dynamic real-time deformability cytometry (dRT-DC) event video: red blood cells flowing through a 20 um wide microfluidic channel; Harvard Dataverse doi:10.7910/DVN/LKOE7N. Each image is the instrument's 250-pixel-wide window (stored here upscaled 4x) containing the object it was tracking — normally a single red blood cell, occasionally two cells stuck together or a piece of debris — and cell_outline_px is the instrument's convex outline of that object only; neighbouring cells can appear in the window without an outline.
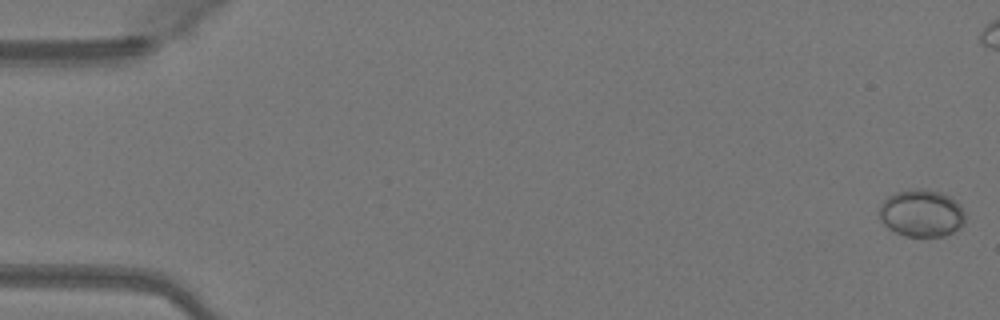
{"species": "Egyptian fruit bat (a non-hibernating species)", "species_latin": "Rousettus aegyptiacus", "temperature_condition": "warm", "stored_images_in_passage": 51, "camera_frame_rate_fps": 3000, "um_per_image_px": 0.085, "animal": {"sex": "female"}, "frame": {"image": 1, "passage_image": 1, "time_ms": 0.0, "image_size_px": [1000, 320], "cell_outline_px": [[964, 224], [960, 228], [944, 236], [904, 236], [888, 228], [880, 220], [880, 204], [888, 196], [896, 192], [920, 188], [924, 188], [940, 192], [948, 196], [960, 204], [964, 212]], "centroid_in_image_um": [78.33, 18.12], "position_along_channel_um": 6.7, "area_um2": 23.64}}
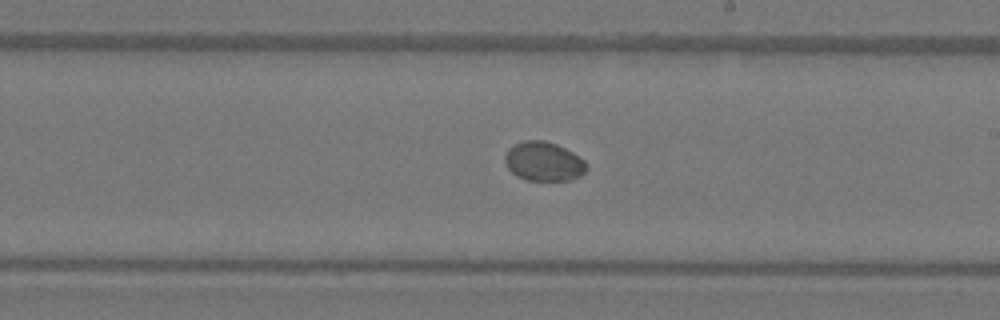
{"frame": {"image": 2, "passage_image": 29, "time_ms": 9.333, "image_size_px": [1000, 320], "cell_outline_px": [[588, 168], [580, 176], [572, 180], [528, 180], [516, 176], [508, 168], [504, 160], [504, 156], [508, 148], [524, 140], [544, 140], [556, 144], [572, 152], [584, 160]], "centroid_in_image_um": [46.2, 13.72], "position_along_channel_um": 242.8, "area_um2": 18.61}}
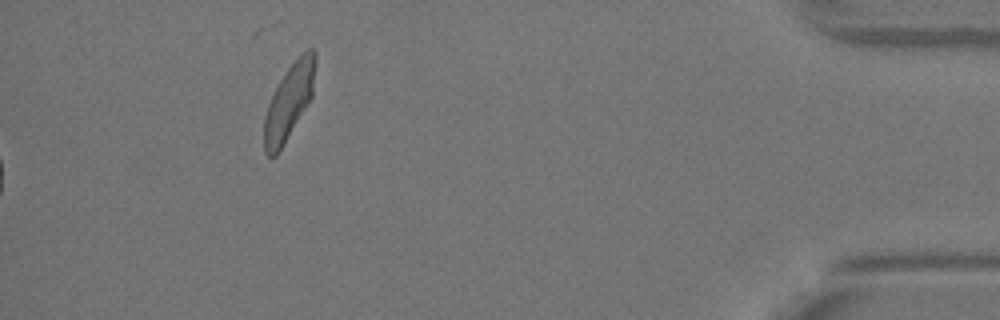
{"frame": {"image": 3, "passage_image": 51, "time_ms": 16.667, "image_size_px": [1000, 320], "cell_outline_px": [[316, 60], [312, 96], [276, 156], [268, 156], [264, 152], [264, 116], [268, 104], [280, 80], [288, 68], [308, 48], [312, 48], [316, 52]], "centroid_in_image_um": [24.56, 8.64], "position_along_channel_um": 410.6, "area_um2": 21.85}}